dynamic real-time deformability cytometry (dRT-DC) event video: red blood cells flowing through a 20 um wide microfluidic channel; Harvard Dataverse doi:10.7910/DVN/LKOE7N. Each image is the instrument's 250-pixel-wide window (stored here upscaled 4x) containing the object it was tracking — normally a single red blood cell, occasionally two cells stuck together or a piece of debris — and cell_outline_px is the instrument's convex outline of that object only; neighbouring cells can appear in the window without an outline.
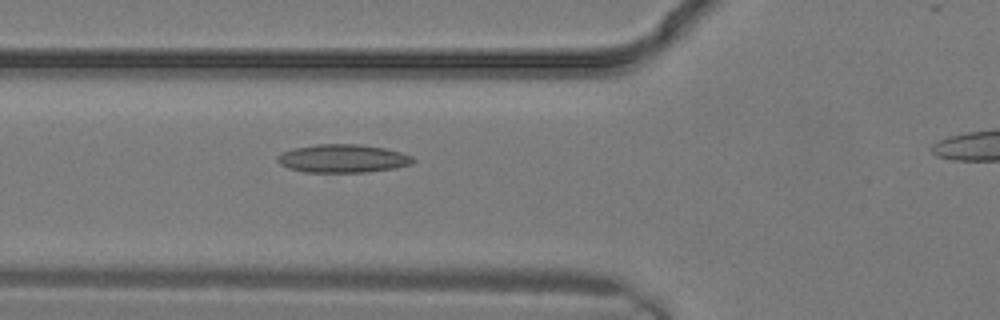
{"species": "common noctule bat (a hibernating species)", "species_latin": "Nyctalus noctula", "temperature_condition": "warm", "stored_images_in_passage": 6, "camera_frame_rate_fps": 3000, "um_per_image_px": 0.085, "animal": {"sex": "male", "body_mass_g": 19.2, "forearm_length_mm": 51.8}, "frame": {"image": 1, "passage_image": 5, "time_ms": 1.333, "image_size_px": [1000, 320], "cell_outline_px": [[416, 160], [412, 164], [396, 168], [364, 172], [304, 172], [288, 168], [280, 164], [276, 160], [276, 156], [280, 152], [292, 148], [316, 144], [360, 144], [384, 148], [400, 152], [412, 156]], "centroid_in_image_um": [29.11, 13.47], "position_along_channel_um": 96.7, "area_um2": 22.54}}